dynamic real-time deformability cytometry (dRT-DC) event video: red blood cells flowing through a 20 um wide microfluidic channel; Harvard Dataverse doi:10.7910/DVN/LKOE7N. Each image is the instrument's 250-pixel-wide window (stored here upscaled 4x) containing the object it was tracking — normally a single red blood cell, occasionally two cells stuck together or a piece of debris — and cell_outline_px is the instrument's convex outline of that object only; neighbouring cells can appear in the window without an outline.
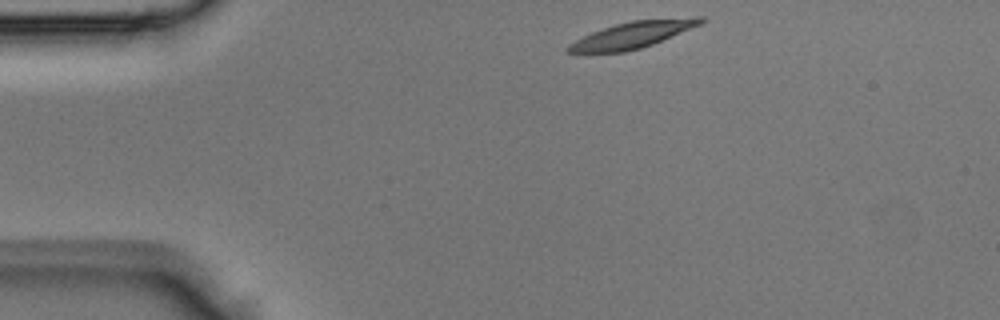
{"species": "Egyptian fruit bat (a non-hibernating species)", "species_latin": "Rousettus aegyptiacus", "temperature_condition": "room temperature", "stored_images_in_passage": 4, "camera_frame_rate_fps": 3000, "um_per_image_px": 0.085, "animal": {"sex": "male"}, "frame": {"image": 1, "passage_image": 4, "time_ms": 1.0, "image_size_px": [1000, 320], "cell_outline_px": [[704, 20], [700, 24], [652, 44], [640, 48], [624, 52], [564, 52], [564, 48], [568, 44], [592, 32], [616, 24], [632, 20], [696, 16], [704, 16]], "centroid_in_image_um": [53.76, 2.95], "position_along_channel_um": 31.2, "area_um2": 20.17}}